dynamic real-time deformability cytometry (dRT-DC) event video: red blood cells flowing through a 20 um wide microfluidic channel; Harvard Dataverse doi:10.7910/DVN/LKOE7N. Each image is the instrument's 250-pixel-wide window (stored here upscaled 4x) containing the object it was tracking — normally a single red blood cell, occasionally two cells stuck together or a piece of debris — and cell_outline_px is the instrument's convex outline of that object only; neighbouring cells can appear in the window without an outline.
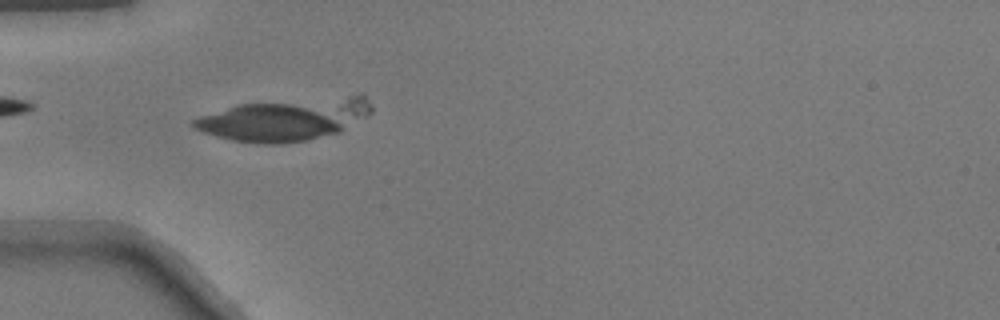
{"species": "common noctule bat (a hibernating species)", "species_latin": "Nyctalus noctula", "temperature_condition": "warm", "stored_images_in_passage": 5, "camera_frame_rate_fps": 3000, "um_per_image_px": 0.085, "animal": {"sex": "male", "body_mass_g": 17.9}, "frame": {"image": 1, "passage_image": 3, "time_ms": 0.667, "image_size_px": [1000, 320], "cell_outline_px": [[372, 112], [368, 116], [340, 132], [308, 140], [280, 144], [264, 144], [232, 140], [216, 136], [204, 132], [196, 128], [192, 124], [192, 120], [200, 116], [240, 104], [360, 92], [364, 96], [372, 108]], "centroid_in_image_um": [24.33, 10.11], "position_along_channel_um": 60.7, "area_um2": 44.56}}